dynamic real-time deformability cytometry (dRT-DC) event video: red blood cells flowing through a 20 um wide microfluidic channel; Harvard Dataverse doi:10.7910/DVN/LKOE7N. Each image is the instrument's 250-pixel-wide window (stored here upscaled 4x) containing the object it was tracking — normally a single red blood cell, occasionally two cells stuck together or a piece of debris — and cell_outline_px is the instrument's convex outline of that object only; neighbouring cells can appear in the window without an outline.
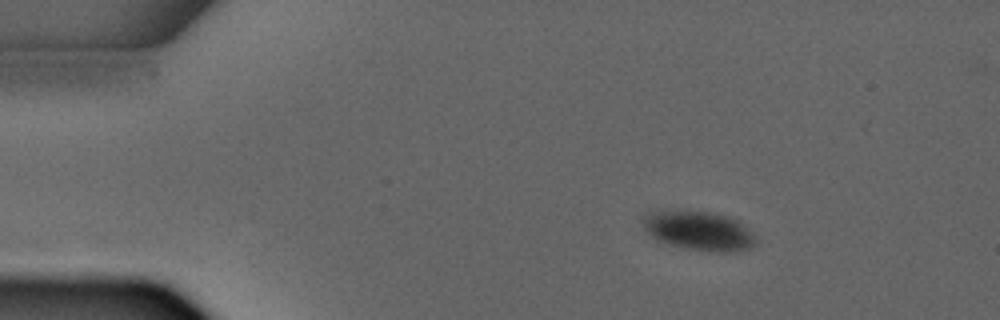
{"species": "common noctule bat (a hibernating species)", "species_latin": "Nyctalus noctula", "temperature_condition": "warm", "stored_images_in_passage": 5, "camera_frame_rate_fps": 3000, "um_per_image_px": 0.085, "animal": {"sex": "male", "forearm_length_mm": 52.5}, "frame": {"image": 1, "passage_image": 2, "time_ms": 1.333, "image_size_px": [1000, 320], "cell_outline_px": [[756, 244], [752, 248], [736, 252], [712, 252], [684, 248], [656, 240], [644, 228], [640, 220], [644, 212], [716, 212], [740, 220], [756, 236]], "centroid_in_image_um": [59.46, 19.63], "position_along_channel_um": 25.5, "area_um2": 26.07}}
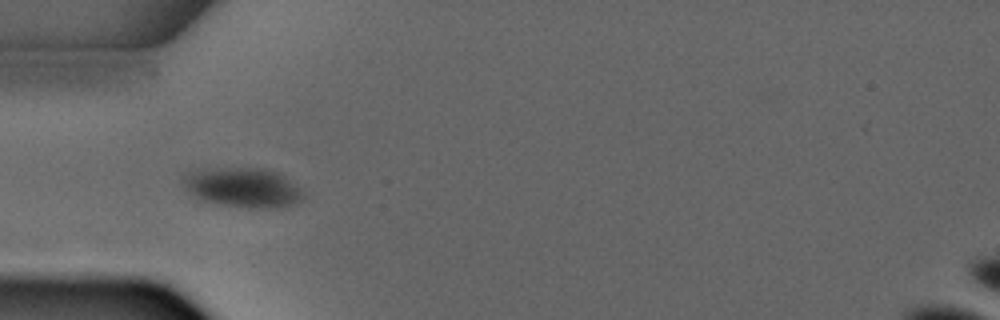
{"frame": {"image": 2, "passage_image": 4, "time_ms": 3.667, "image_size_px": [1000, 320], "cell_outline_px": [[304, 196], [300, 200], [292, 204], [276, 208], [260, 208], [224, 204], [204, 200], [192, 192], [184, 184], [184, 176], [188, 172], [212, 168], [264, 168], [280, 172], [300, 188], [304, 192]], "centroid_in_image_um": [20.74, 15.91], "position_along_channel_um": 64.3, "area_um2": 27.11}}